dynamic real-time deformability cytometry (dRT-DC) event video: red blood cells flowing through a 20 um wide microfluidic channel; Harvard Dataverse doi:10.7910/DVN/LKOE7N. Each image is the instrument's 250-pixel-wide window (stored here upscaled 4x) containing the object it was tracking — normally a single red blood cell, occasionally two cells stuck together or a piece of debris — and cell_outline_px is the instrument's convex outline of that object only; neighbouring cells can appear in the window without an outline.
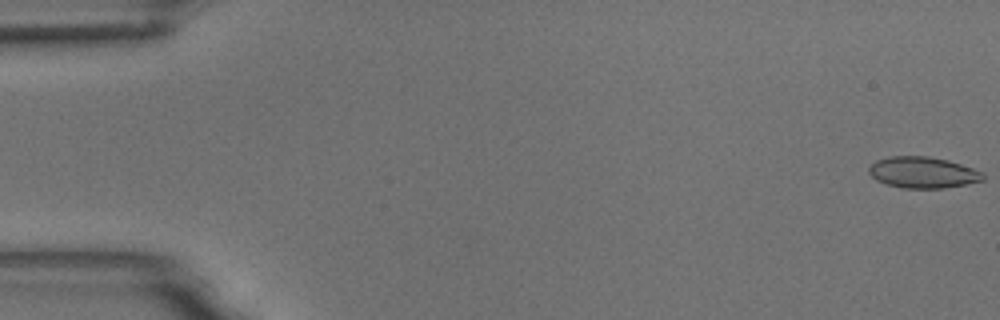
{"species": "common noctule bat (a hibernating species)", "species_latin": "Nyctalus noctula", "temperature_condition": "room temperature", "stored_images_in_passage": 56, "camera_frame_rate_fps": 3000, "um_per_image_px": 0.085, "animal": {"sex": "male", "body_mass_g": 18.8}, "frame": {"image": 1, "passage_image": 1, "time_ms": 0.0, "image_size_px": [1000, 320], "cell_outline_px": [[984, 180], [944, 188], [904, 188], [888, 184], [876, 180], [868, 172], [868, 168], [876, 160], [888, 156], [928, 156], [948, 160], [984, 172]], "centroid_in_image_um": [78.43, 14.65], "position_along_channel_um": 6.6, "area_um2": 20.69}}
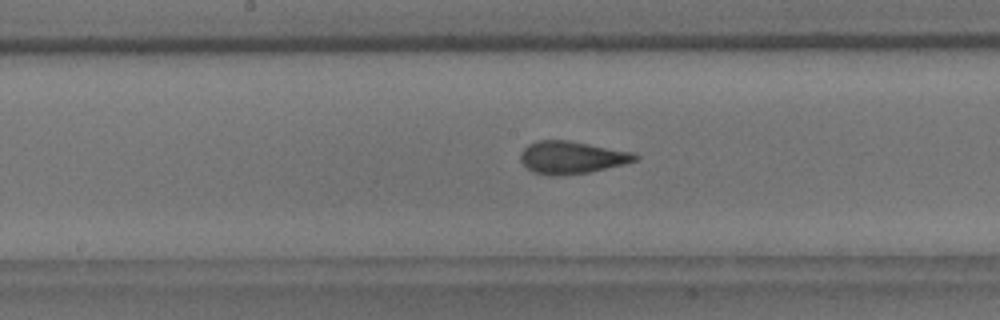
{"frame": {"image": 2, "passage_image": 29, "time_ms": 9.333, "image_size_px": [1000, 320], "cell_outline_px": [[640, 156], [636, 160], [624, 164], [588, 172], [556, 176], [552, 176], [532, 172], [520, 160], [520, 152], [528, 144], [536, 140], [568, 140], [632, 152]], "centroid_in_image_um": [48.56, 13.38], "position_along_channel_um": 199.6, "area_um2": 21.62}}
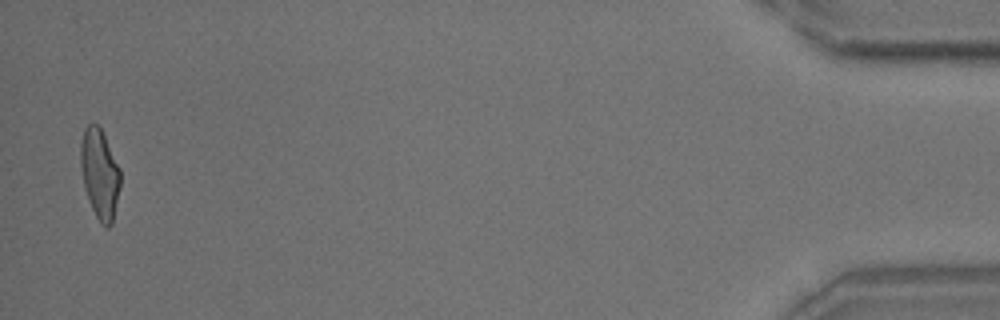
{"frame": {"image": 3, "passage_image": 55, "time_ms": 18.0, "image_size_px": [1000, 320], "cell_outline_px": [[120, 184], [112, 224], [108, 228], [104, 228], [100, 224], [92, 208], [84, 188], [80, 164], [80, 144], [84, 128], [88, 124], [96, 124], [100, 128], [120, 168]], "centroid_in_image_um": [8.46, 14.8], "position_along_channel_um": 426.7, "area_um2": 20.69}, "authors_computed_cell_mechanics": {"area_um2": 21.1548, "velocity_mm_per_s": 3.6515, "shape_relaxation_time_tau1_ms": 6.3391, "shape_relaxation_time_tau2_ms": 1.147, "deformation_change_tau1": 0.173, "deformation_change_tau2": 0.0661}}